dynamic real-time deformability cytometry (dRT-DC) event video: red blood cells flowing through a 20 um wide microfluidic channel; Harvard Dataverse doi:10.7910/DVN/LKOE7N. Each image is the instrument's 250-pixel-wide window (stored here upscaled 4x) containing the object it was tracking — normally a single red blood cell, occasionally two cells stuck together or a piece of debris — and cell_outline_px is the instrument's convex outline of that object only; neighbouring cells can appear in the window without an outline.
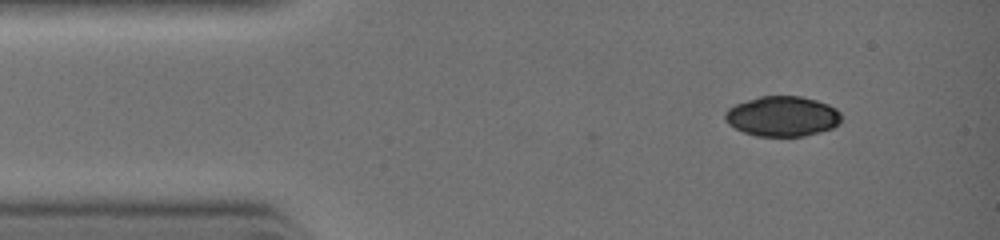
{"species": "common noctule bat (a hibernating species)", "species_latin": "Nyctalus noctula", "temperature_condition": "warm", "stored_images_in_passage": 2, "camera_frame_rate_fps": 3000, "um_per_image_px": 0.085, "animal": {"sex": "female", "body_mass_g": 19.0, "forearm_length_mm": 51.5}, "frame": {"image": 1, "passage_image": 2, "time_ms": 0.667, "image_size_px": [1000, 240], "cell_outline_px": [[840, 120], [832, 128], [804, 136], [756, 136], [744, 132], [728, 124], [724, 120], [724, 112], [728, 108], [736, 104], [760, 96], [800, 96], [816, 100], [828, 104], [836, 108], [840, 112]], "centroid_in_image_um": [66.47, 9.88], "position_along_channel_um": 18.5, "area_um2": 27.11}}